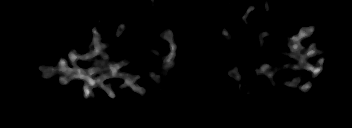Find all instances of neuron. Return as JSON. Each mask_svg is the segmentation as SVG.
<instances>
[{"label":"neuron","mask_w":352,"mask_h":128,"mask_svg":"<svg viewBox=\"0 0 352 128\" xmlns=\"http://www.w3.org/2000/svg\"><path fill=\"white\" fill-rule=\"evenodd\" d=\"M255 9L254 6L250 7L247 9L246 11V15L242 16V20L247 24L248 22L246 21V16H248L250 14V12ZM98 25H101V21L99 20L98 22L95 23V27H97ZM125 29V26L119 25L118 27V31H117V36H120L122 31ZM314 30V27H311L307 30L305 29H301L300 32L295 35L292 39H290L288 41V44L290 46V49L292 50V56L295 55V57H297V61L299 62H294L293 64H289L287 66H282V70L289 68L295 69L297 70L300 67H303L309 71L313 72V76H316L319 72L322 71V69L320 67H317L313 64H307L306 63V59H308L311 55H315L317 53L316 51V45L315 44H311L308 47V51L302 56L300 55V51L302 50V47L300 46V42L306 38L309 37L312 34V31ZM93 32V36L95 39V50L85 54L84 56H80L79 54H77L75 51H71L69 53V60L70 62L75 65L74 69H69L67 67V61L66 59H61L58 62V66L56 68L53 67H47L45 68L43 75L47 78L50 74H63V77H61L59 79V83L62 85L67 84L69 81H72V79L75 78H79L80 80H85V84L83 85V92L85 97L88 99L90 96H92L91 94L93 93L90 89L91 87H95L97 84H99L101 86V88L103 90H105L109 96H111L112 98L115 97L113 91L102 84V82L110 77H119L121 79H123L125 81L124 84H121L119 86L120 89L126 88V87H130L134 92L139 93L140 95H144L145 94V89L140 87L139 85L136 84L135 80H134V74H126V73H121L119 71V68L121 66H125L124 62H120V63H110L109 57L107 56V53L105 51H101L102 50V45L100 44L99 40L101 39V35L98 34V31L96 29H92ZM225 33L224 36H226L227 39L230 40L231 36L230 34L226 31H223ZM267 35H272L269 32H264L258 35L259 40H263L265 36ZM164 38L168 41L169 44V52L170 54L168 55V57L166 58V63H165V68H167V70L170 69L171 66H173V56L175 53V42L173 39V35L170 32H166L164 34ZM99 54L103 56V58L106 60L105 64L102 63L100 64L99 62H94L92 67L86 70H82L79 67L76 66V62L78 60L81 59H85V60H90L91 58L94 57H98ZM298 55V56H296ZM107 70L109 71V74L104 75L102 77H98V78H93V75L95 73H98L102 70ZM260 74H265L266 76L270 77L273 73L276 72V69L272 68V66L270 64H263L260 68H259ZM64 75L67 77L65 78ZM230 76H234L235 78L239 79V74L237 71H232L229 72ZM152 79H155V81H157V77L155 74H151ZM311 88V84L307 83L304 86H301V90H303L304 92H307L309 89Z\"/></svg>","instance_id":"neuron-1"}]
</instances>
